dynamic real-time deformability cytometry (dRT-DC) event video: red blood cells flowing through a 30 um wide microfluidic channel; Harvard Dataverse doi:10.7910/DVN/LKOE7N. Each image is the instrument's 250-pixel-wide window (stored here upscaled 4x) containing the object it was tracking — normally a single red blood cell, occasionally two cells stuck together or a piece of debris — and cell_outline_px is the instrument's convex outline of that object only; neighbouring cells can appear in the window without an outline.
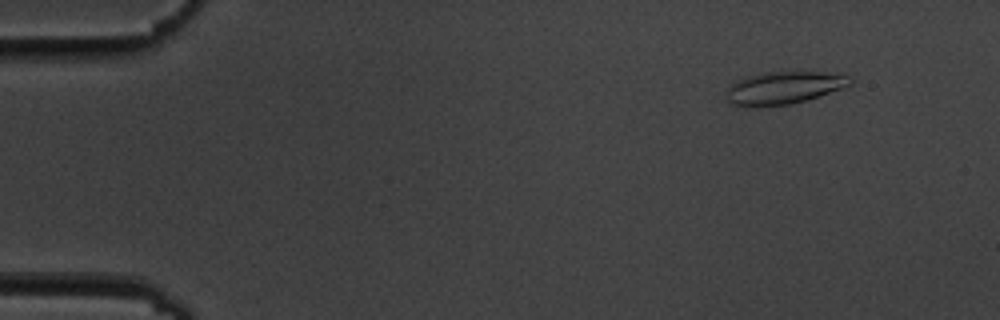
{"species": "common noctule bat (a hibernating species)", "species_latin": "Nyctalus noctula", "temperature_condition": "cold", "stored_images_in_passage": 56, "camera_frame_rate_fps": 3000, "um_per_image_px": 0.085, "animal": {"sex": "male", "body_mass_g": 19.5, "forearm_length_mm": 54.6}, "frame": {"image": 1, "passage_image": 6, "time_ms": 1.667, "image_size_px": [1000, 320], "cell_outline_px": [[852, 84], [844, 88], [808, 100], [792, 104], [752, 108], [748, 108], [728, 104], [728, 88], [736, 80], [748, 76], [768, 72], [792, 68], [824, 72], [848, 76], [852, 80]], "centroid_in_image_um": [66.64, 7.45], "position_along_channel_um": 18.4, "area_um2": 24.57}}
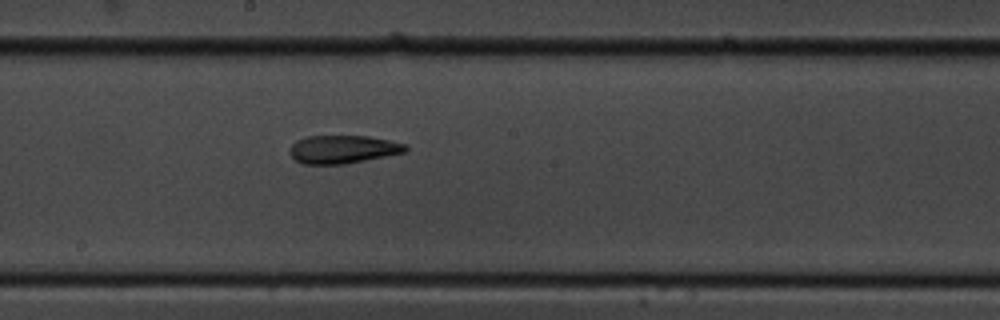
{"frame": {"image": 2, "passage_image": 31, "time_ms": 10.0, "image_size_px": [1000, 320], "cell_outline_px": [[408, 152], [344, 164], [300, 164], [288, 152], [288, 148], [296, 140], [308, 136], [368, 136], [408, 144]], "centroid_in_image_um": [29.15, 12.69], "position_along_channel_um": 219.1, "area_um2": 19.19}}
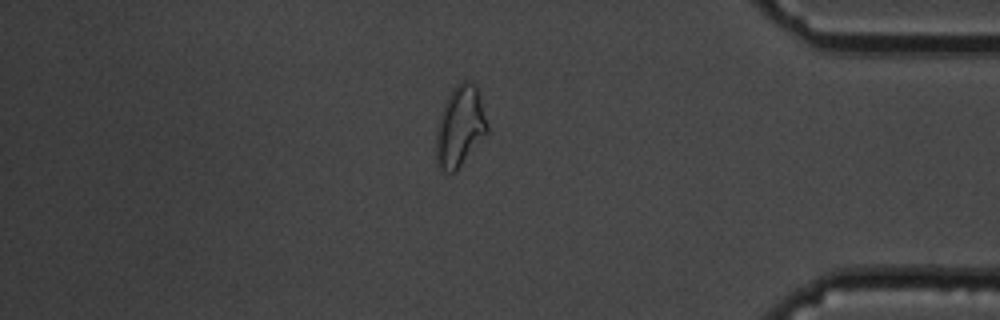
{"frame": {"image": 3, "passage_image": 48, "time_ms": 15.667, "image_size_px": [1000, 320], "cell_outline_px": [[488, 132], [460, 164], [452, 172], [444, 172], [436, 164], [436, 128], [444, 104], [452, 88], [460, 80], [468, 80], [476, 84], [488, 124]], "centroid_in_image_um": [39.09, 10.69], "position_along_channel_um": 396.1, "area_um2": 23.81}, "authors_computed_cell_mechanics": {"area_um2": 20.6924, "velocity_mm_per_s": 3.5985, "shape_relaxation_time_tau1_ms": 7.9832, "shape_relaxation_time_tau2_ms": 3.9224, "deformation_change_tau1": 0.1967, "deformation_change_tau2": 0.1276}}